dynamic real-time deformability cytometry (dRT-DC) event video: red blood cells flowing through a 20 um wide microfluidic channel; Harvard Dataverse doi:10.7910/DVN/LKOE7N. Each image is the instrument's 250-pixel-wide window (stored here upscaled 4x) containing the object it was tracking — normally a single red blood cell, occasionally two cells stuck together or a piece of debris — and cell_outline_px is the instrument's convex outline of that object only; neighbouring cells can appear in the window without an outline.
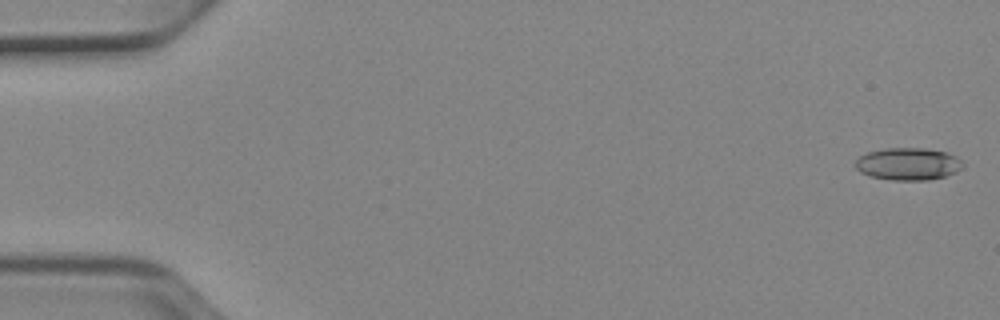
{"species": "Egyptian fruit bat (a non-hibernating species)", "species_latin": "Rousettus aegyptiacus", "temperature_condition": "cold", "stored_images_in_passage": 52, "camera_frame_rate_fps": 3000, "um_per_image_px": 0.085, "animal": {"sex": "female"}, "frame": {"image": 1, "passage_image": 1, "time_ms": 0.0, "image_size_px": [1000, 320], "cell_outline_px": [[964, 168], [956, 172], [944, 176], [928, 180], [892, 180], [872, 176], [860, 172], [856, 168], [856, 160], [860, 156], [868, 152], [884, 148], [924, 148], [948, 152], [956, 156], [964, 164]], "centroid_in_image_um": [77.22, 13.93], "position_along_channel_um": 7.8, "area_um2": 20.29}}
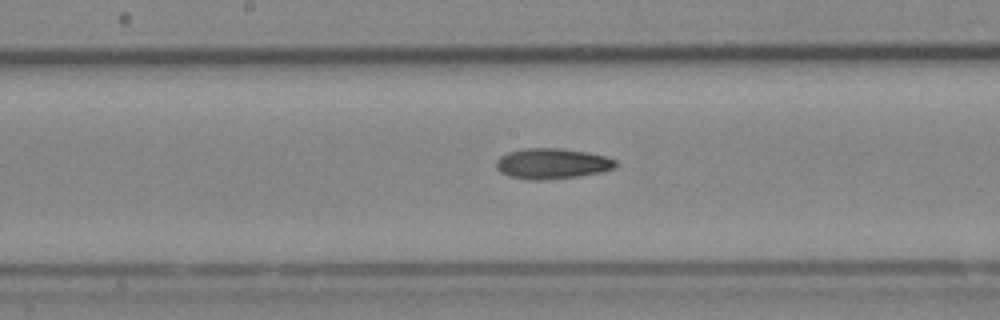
{"frame": {"image": 2, "passage_image": 27, "time_ms": 8.667, "image_size_px": [1000, 320], "cell_outline_px": [[616, 168], [600, 172], [576, 176], [540, 180], [532, 180], [508, 176], [500, 172], [496, 168], [496, 160], [500, 156], [508, 152], [524, 148], [560, 148], [588, 152], [604, 156], [616, 160]], "centroid_in_image_um": [46.9, 13.9], "position_along_channel_um": 201.3, "area_um2": 21.21}}
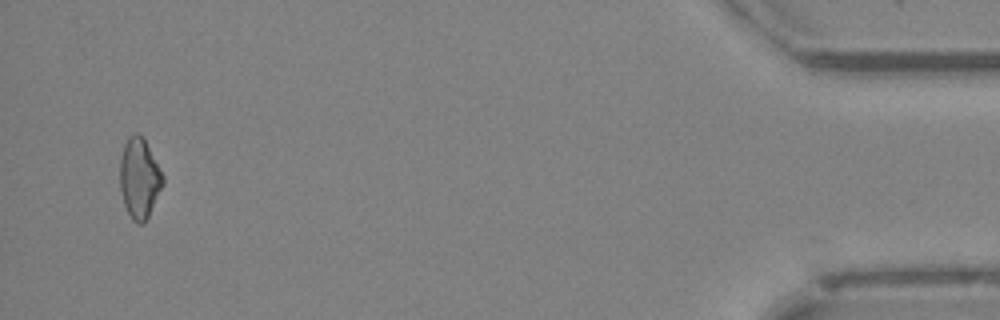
{"frame": {"image": 3, "passage_image": 50, "time_ms": 16.333, "image_size_px": [1000, 320], "cell_outline_px": [[164, 184], [144, 224], [140, 224], [132, 220], [124, 204], [120, 192], [120, 160], [124, 144], [128, 136], [136, 132], [144, 140], [164, 176]], "centroid_in_image_um": [11.84, 15.17], "position_along_channel_um": 423.4, "area_um2": 19.88}}